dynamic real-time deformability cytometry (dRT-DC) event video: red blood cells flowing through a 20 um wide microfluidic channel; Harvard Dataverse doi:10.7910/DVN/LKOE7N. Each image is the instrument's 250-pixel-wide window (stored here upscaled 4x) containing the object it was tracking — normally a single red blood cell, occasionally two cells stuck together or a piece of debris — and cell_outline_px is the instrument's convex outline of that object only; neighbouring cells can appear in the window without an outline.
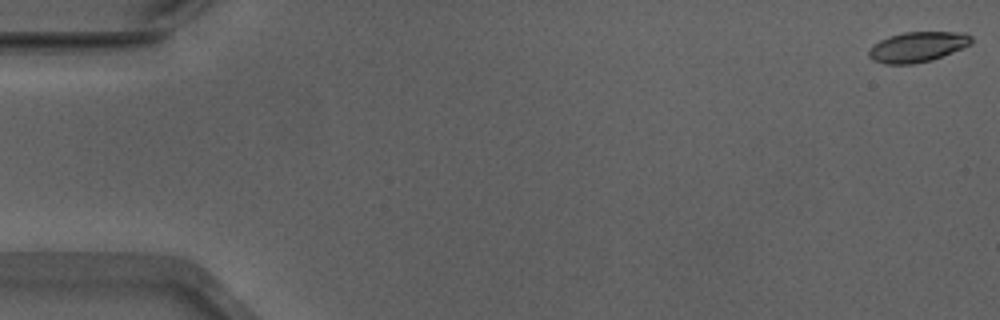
{"species": "Egyptian fruit bat (a non-hibernating species)", "species_latin": "Rousettus aegyptiacus", "temperature_condition": "warm", "stored_images_in_passage": 12, "camera_frame_rate_fps": 3000, "um_per_image_px": 0.085, "animal": {"sex": "male"}, "frame": {"image": 1, "passage_image": 1, "time_ms": 0.0, "image_size_px": [1000, 320], "cell_outline_px": [[972, 44], [964, 48], [932, 60], [912, 64], [888, 64], [872, 60], [868, 56], [868, 52], [872, 44], [880, 40], [904, 32], [964, 32], [972, 36]], "centroid_in_image_um": [78.01, 3.99], "position_along_channel_um": 7.0, "area_um2": 18.15}}